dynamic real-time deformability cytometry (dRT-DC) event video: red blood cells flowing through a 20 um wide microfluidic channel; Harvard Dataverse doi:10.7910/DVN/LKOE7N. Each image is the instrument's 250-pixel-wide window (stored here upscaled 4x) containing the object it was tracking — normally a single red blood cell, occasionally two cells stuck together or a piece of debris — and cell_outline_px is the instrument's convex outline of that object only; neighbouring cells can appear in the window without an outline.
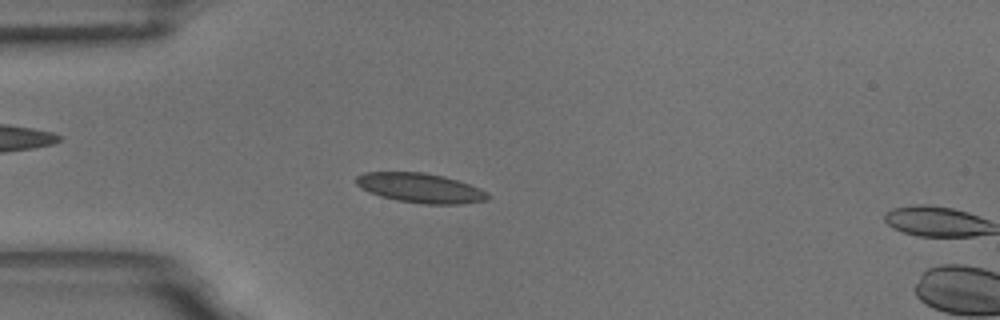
{"species": "common noctule bat (a hibernating species)", "species_latin": "Nyctalus noctula", "temperature_condition": "room temperature", "stored_images_in_passage": 17, "camera_frame_rate_fps": 3000, "um_per_image_px": 0.085, "animal": {"sex": "male", "body_mass_g": 18.8}, "frame": {"image": 1, "passage_image": 15, "time_ms": 4.667, "image_size_px": [1000, 320], "cell_outline_px": [[492, 196], [488, 200], [460, 204], [424, 204], [396, 200], [380, 196], [368, 192], [360, 188], [356, 184], [356, 176], [364, 172], [424, 172], [444, 176], [480, 188], [488, 192]], "centroid_in_image_um": [35.73, 15.98], "position_along_channel_um": 49.3, "area_um2": 22.89}}